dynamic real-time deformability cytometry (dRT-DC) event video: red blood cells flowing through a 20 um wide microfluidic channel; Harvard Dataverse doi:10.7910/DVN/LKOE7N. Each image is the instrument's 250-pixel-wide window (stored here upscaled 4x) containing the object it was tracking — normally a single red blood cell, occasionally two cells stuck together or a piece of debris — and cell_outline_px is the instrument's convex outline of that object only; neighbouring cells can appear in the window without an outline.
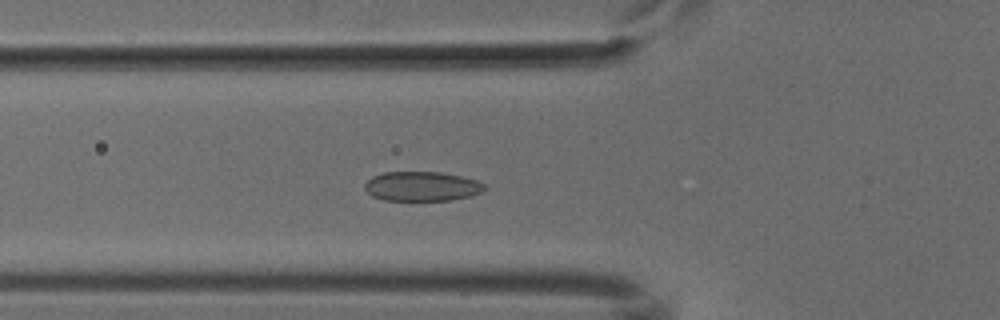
{"species": "common noctule bat (a hibernating species)", "species_latin": "Nyctalus noctula", "temperature_condition": "cold", "stored_images_in_passage": 40, "segment_of_instrument_passage": [1, 2], "camera_frame_rate_fps": 3000, "um_per_image_px": 0.085, "animal": {"sex": "male", "body_mass_g": 18.8}, "frame": {"image": 1, "passage_image": 5, "time_ms": 1.333, "image_size_px": [1000, 320], "cell_outline_px": [[488, 188], [484, 192], [472, 196], [452, 200], [384, 200], [372, 196], [364, 188], [364, 184], [372, 176], [384, 172], [440, 172], [460, 176], [476, 180], [484, 184]], "centroid_in_image_um": [35.89, 15.84], "position_along_channel_um": 89.9, "area_um2": 20.75}}
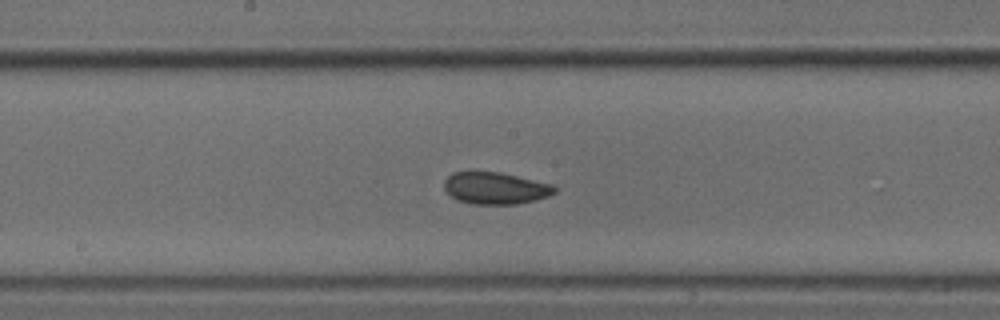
{"frame": {"image": 2, "passage_image": 14, "time_ms": 4.333, "image_size_px": [1000, 320], "cell_outline_px": [[556, 192], [548, 196], [536, 200], [516, 204], [472, 204], [456, 200], [444, 188], [444, 180], [452, 172], [468, 168], [500, 172], [556, 184]], "centroid_in_image_um": [42.09, 15.94], "position_along_channel_um": 206.1, "area_um2": 21.44}}
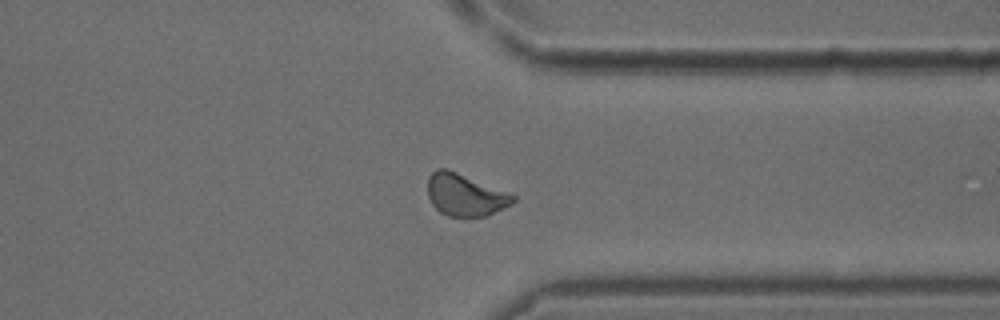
{"frame": {"image": 3, "passage_image": 27, "time_ms": 8.667, "image_size_px": [1000, 320], "cell_outline_px": [[516, 200], [512, 204], [488, 216], [448, 216], [440, 212], [432, 204], [428, 196], [428, 176], [436, 168], [444, 168], [456, 172], [508, 192], [516, 196]], "centroid_in_image_um": [39.54, 16.57], "position_along_channel_um": 371.9, "area_um2": 20.87}}